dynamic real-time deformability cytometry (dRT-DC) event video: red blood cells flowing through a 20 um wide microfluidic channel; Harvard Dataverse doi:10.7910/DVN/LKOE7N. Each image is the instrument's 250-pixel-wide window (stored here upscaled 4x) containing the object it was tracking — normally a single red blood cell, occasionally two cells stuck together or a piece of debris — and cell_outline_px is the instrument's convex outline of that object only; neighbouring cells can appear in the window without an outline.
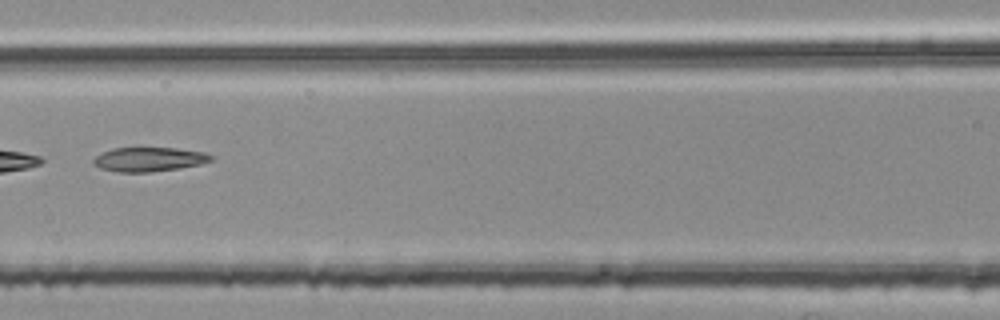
{"species": "common noctule bat (a hibernating species)", "species_latin": "Nyctalus noctula", "temperature_condition": "room temperature", "stored_images_in_passage": 4, "camera_frame_rate_fps": 3000, "um_per_image_px": 0.085, "animal": {"sex": "female", "body_mass_g": 25.1}, "frame": {"image": 1, "passage_image": 4, "time_ms": 1.0, "image_size_px": [1000, 320], "cell_outline_px": [[216, 156], [212, 160], [200, 164], [180, 168], [152, 172], [116, 172], [100, 168], [92, 164], [92, 160], [100, 152], [112, 148], [176, 148], [204, 152]], "centroid_in_image_um": [12.65, 13.54], "position_along_channel_um": 154.0, "area_um2": 16.82}}